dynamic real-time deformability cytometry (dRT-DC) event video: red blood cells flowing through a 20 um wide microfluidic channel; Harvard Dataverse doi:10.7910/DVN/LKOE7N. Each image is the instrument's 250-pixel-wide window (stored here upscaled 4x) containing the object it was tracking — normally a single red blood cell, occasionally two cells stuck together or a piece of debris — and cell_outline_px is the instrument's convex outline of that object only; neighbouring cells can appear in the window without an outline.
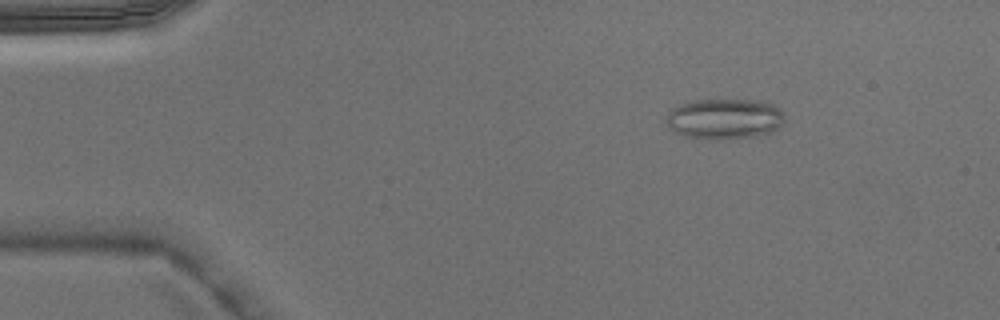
{"species": "Egyptian fruit bat (a non-hibernating species)", "species_latin": "Rousettus aegyptiacus", "temperature_condition": "warm", "stored_images_in_passage": 2, "camera_frame_rate_fps": 3000, "um_per_image_px": 0.085, "animal": {"sex": "male"}, "frame": {"image": 1, "passage_image": 1, "time_ms": 0.0, "image_size_px": [1000, 320], "cell_outline_px": [[784, 120], [780, 128], [772, 132], [756, 136], [720, 140], [708, 140], [684, 136], [668, 128], [668, 112], [672, 108], [680, 104], [692, 100], [708, 96], [756, 100], [772, 104], [780, 108], [784, 112]], "centroid_in_image_um": [61.59, 10.06], "position_along_channel_um": 23.4, "area_um2": 29.25}}